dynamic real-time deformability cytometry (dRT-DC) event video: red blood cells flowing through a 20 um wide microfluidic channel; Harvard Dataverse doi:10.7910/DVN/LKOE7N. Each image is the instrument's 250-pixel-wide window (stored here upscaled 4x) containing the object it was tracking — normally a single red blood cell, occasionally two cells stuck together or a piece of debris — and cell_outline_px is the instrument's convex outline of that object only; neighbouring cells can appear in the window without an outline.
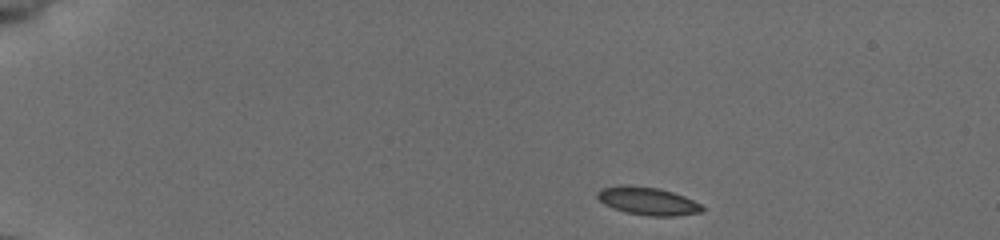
{"species": "common noctule bat (a hibernating species)", "species_latin": "Nyctalus noctula", "temperature_condition": "cold", "stored_images_in_passage": 45, "camera_frame_rate_fps": 3000, "um_per_image_px": 0.085, "animal": {"sex": "female", "body_mass_g": 19.5, "forearm_length_mm": 54.1}, "frame": {"image": 1, "passage_image": 1, "time_ms": 0.0, "image_size_px": [1000, 240], "cell_outline_px": [[704, 212], [676, 216], [648, 216], [624, 212], [612, 208], [604, 204], [596, 196], [596, 192], [600, 188], [620, 184], [624, 184], [660, 188], [684, 196], [700, 204], [704, 208]], "centroid_in_image_um": [55.02, 17.08], "position_along_channel_um": 30.0, "area_um2": 17.34}}
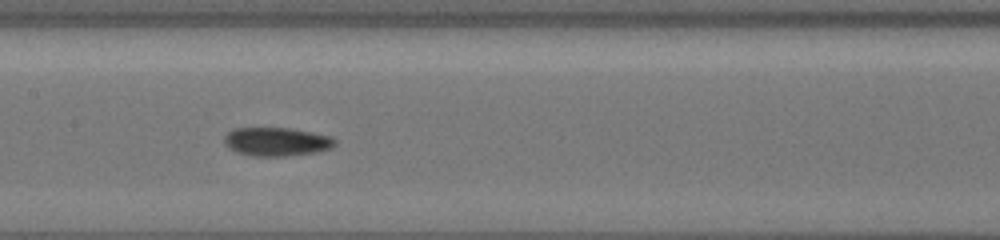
{"frame": {"image": 2, "passage_image": 20, "time_ms": 6.333, "image_size_px": [1000, 240], "cell_outline_px": [[336, 144], [332, 148], [320, 152], [288, 156], [252, 156], [236, 152], [228, 148], [224, 144], [224, 136], [232, 128], [288, 128], [312, 132], [332, 136], [336, 140]], "centroid_in_image_um": [23.52, 12.05], "position_along_channel_um": 183.9, "area_um2": 18.79}}
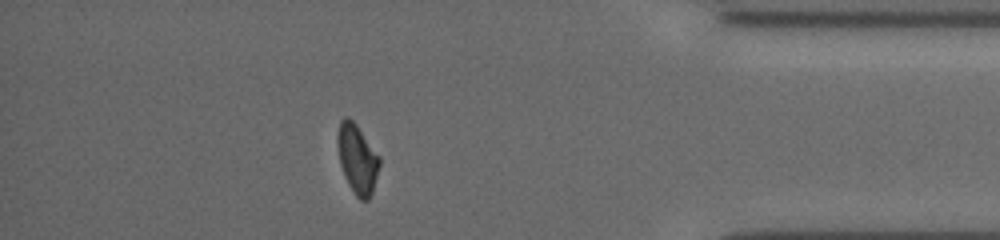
{"frame": {"image": 3, "passage_image": 39, "time_ms": 12.667, "image_size_px": [1000, 240], "cell_outline_px": [[380, 164], [372, 192], [368, 200], [360, 200], [356, 196], [348, 184], [344, 176], [340, 164], [336, 144], [336, 136], [340, 120], [344, 116], [348, 116], [356, 124], [380, 156]], "centroid_in_image_um": [30.34, 13.48], "position_along_channel_um": 404.9, "area_um2": 17.11}, "authors_computed_cell_mechanics": {"area_um2": 17.8024, "velocity_mm_per_s": 3.9261, "shape_relaxation_time_tau1_ms": 5.7044, "shape_relaxation_time_tau2_ms": 3.8919, "deformation_change_tau1": 0.1217, "deformation_change_tau2": 0.0726}}